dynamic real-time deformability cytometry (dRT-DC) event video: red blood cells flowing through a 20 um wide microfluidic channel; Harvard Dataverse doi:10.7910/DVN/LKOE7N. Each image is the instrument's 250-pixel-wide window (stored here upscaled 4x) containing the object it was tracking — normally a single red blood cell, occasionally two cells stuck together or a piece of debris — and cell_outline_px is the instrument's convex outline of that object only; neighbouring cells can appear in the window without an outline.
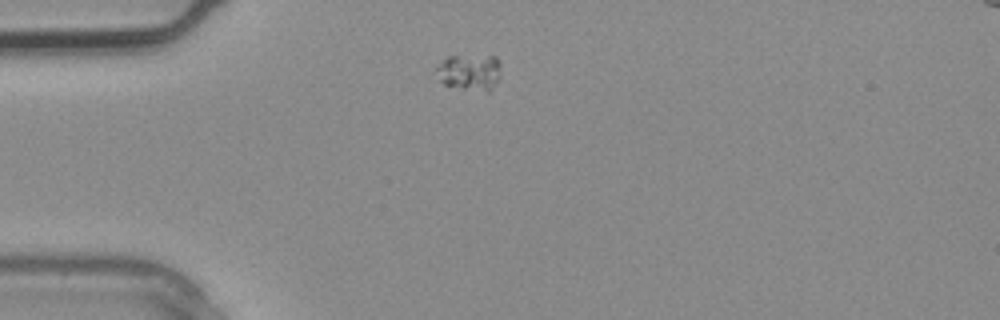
{"species": "common noctule bat (a hibernating species)", "species_latin": "Nyctalus noctula", "temperature_condition": "warm", "stored_images_in_passage": 1, "camera_frame_rate_fps": 3000, "um_per_image_px": 0.085, "animal": {"sex": "male", "body_mass_g": 20.4}, "frame": {"image": 1, "passage_image": 1, "time_ms": 0.0, "image_size_px": [1000, 320], "cell_outline_px": [[500, 76], [496, 84], [488, 92], [464, 88], [444, 84], [440, 80], [436, 68], [448, 56], [496, 56], [500, 64]], "centroid_in_image_um": [39.97, 6.13], "position_along_channel_um": 45.0, "area_um2": 13.41}}